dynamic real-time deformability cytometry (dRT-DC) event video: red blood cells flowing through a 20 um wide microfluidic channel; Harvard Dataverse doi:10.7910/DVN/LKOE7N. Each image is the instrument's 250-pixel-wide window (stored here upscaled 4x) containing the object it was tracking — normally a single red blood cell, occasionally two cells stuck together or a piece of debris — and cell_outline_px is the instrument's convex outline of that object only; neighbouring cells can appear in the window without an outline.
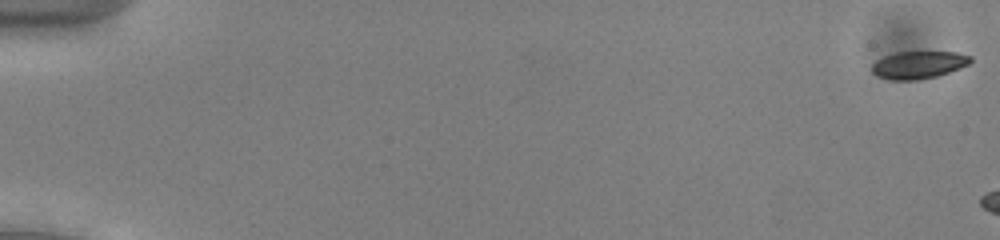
{"species": "common noctule bat (a hibernating species)", "species_latin": "Nyctalus noctula", "temperature_condition": "cold", "stored_images_in_passage": 6, "camera_frame_rate_fps": 3000, "um_per_image_px": 0.085, "animal": {"sex": "male", "body_mass_g": 13.0, "forearm_length_mm": 53.1}, "frame": {"image": 1, "passage_image": 1, "time_ms": 0.0, "image_size_px": [1000, 240], "cell_outline_px": [[972, 60], [968, 64], [960, 68], [936, 76], [916, 80], [892, 80], [876, 76], [872, 72], [872, 64], [876, 60], [884, 56], [896, 52], [956, 52], [972, 56]], "centroid_in_image_um": [78.06, 5.51], "position_along_channel_um": 6.9, "area_um2": 15.78}}